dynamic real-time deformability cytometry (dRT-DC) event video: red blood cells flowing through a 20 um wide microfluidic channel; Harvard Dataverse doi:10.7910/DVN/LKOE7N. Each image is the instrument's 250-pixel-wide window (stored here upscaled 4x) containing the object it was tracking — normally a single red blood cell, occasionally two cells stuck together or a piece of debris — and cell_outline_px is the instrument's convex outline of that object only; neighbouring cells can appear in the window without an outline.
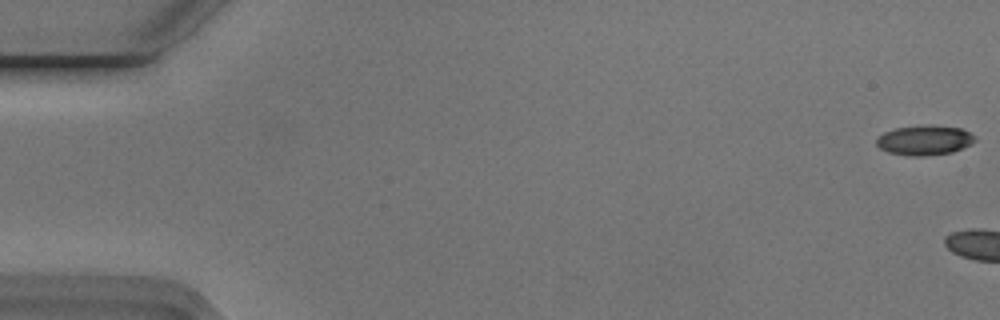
{"species": "Egyptian fruit bat (a non-hibernating species)", "species_latin": "Rousettus aegyptiacus", "temperature_condition": "cold", "stored_images_in_passage": 5, "camera_frame_rate_fps": 3000, "um_per_image_px": 0.085, "animal": {"sex": "male"}, "frame": {"image": 1, "passage_image": 1, "time_ms": 0.0, "image_size_px": [1000, 320], "cell_outline_px": [[976, 140], [972, 144], [952, 152], [920, 156], [912, 156], [888, 152], [880, 148], [876, 144], [876, 140], [884, 132], [896, 128], [920, 124], [928, 124], [960, 128], [968, 132]], "centroid_in_image_um": [78.57, 11.9], "position_along_channel_um": 6.4, "area_um2": 17.05}}